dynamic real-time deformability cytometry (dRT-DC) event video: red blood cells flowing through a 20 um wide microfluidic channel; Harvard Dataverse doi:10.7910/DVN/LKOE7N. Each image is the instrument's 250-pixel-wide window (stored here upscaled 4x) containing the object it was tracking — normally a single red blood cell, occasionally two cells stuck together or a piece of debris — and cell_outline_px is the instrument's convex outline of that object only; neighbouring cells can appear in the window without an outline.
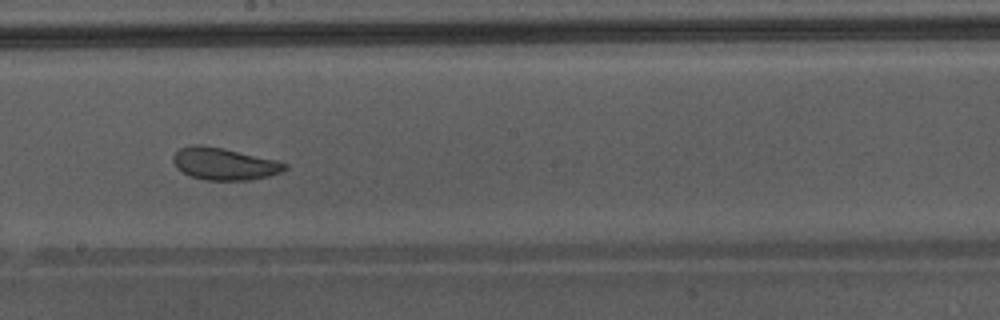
{"species": "Egyptian fruit bat (a non-hibernating species)", "species_latin": "Rousettus aegyptiacus", "temperature_condition": "warm", "stored_images_in_passage": 27, "camera_frame_rate_fps": 3000, "um_per_image_px": 0.085, "animal": {"sex": "male"}, "frame": {"image": 1, "passage_image": 12, "time_ms": 3.667, "image_size_px": [1000, 320], "cell_outline_px": [[288, 168], [280, 172], [268, 176], [248, 180], [208, 180], [192, 176], [176, 168], [172, 160], [172, 156], [180, 148], [192, 144], [200, 144], [220, 148], [276, 160], [288, 164]], "centroid_in_image_um": [19.03, 13.92], "position_along_channel_um": 229.2, "area_um2": 20.63}, "authors_computed_cell_mechanics": {"area_um2": 21.4438, "velocity_mm_per_s": 4.2901, "shape_relaxation_time_tau1_ms": 5.1425, "shape_relaxation_time_tau2_ms": 1.0615, "deformation_change_tau1": 0.0819, "deformation_change_tau2": 0.0686}}